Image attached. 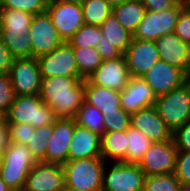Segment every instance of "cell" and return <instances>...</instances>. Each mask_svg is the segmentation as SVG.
<instances>
[{
    "instance_id": "10",
    "label": "cell",
    "mask_w": 190,
    "mask_h": 191,
    "mask_svg": "<svg viewBox=\"0 0 190 191\" xmlns=\"http://www.w3.org/2000/svg\"><path fill=\"white\" fill-rule=\"evenodd\" d=\"M101 40L96 49L103 60L116 59L125 53L133 34L126 30L112 13L100 25Z\"/></svg>"
},
{
    "instance_id": "48",
    "label": "cell",
    "mask_w": 190,
    "mask_h": 191,
    "mask_svg": "<svg viewBox=\"0 0 190 191\" xmlns=\"http://www.w3.org/2000/svg\"><path fill=\"white\" fill-rule=\"evenodd\" d=\"M61 191H80V190H77V189H74V188H71V187L65 185Z\"/></svg>"
},
{
    "instance_id": "9",
    "label": "cell",
    "mask_w": 190,
    "mask_h": 191,
    "mask_svg": "<svg viewBox=\"0 0 190 191\" xmlns=\"http://www.w3.org/2000/svg\"><path fill=\"white\" fill-rule=\"evenodd\" d=\"M46 12L64 42H67L85 24L82 5L79 3L49 0Z\"/></svg>"
},
{
    "instance_id": "2",
    "label": "cell",
    "mask_w": 190,
    "mask_h": 191,
    "mask_svg": "<svg viewBox=\"0 0 190 191\" xmlns=\"http://www.w3.org/2000/svg\"><path fill=\"white\" fill-rule=\"evenodd\" d=\"M33 16L17 9L0 8V37L14 58L32 57L28 32Z\"/></svg>"
},
{
    "instance_id": "13",
    "label": "cell",
    "mask_w": 190,
    "mask_h": 191,
    "mask_svg": "<svg viewBox=\"0 0 190 191\" xmlns=\"http://www.w3.org/2000/svg\"><path fill=\"white\" fill-rule=\"evenodd\" d=\"M41 77H81L78 72L73 47L63 42L52 52L37 58Z\"/></svg>"
},
{
    "instance_id": "32",
    "label": "cell",
    "mask_w": 190,
    "mask_h": 191,
    "mask_svg": "<svg viewBox=\"0 0 190 191\" xmlns=\"http://www.w3.org/2000/svg\"><path fill=\"white\" fill-rule=\"evenodd\" d=\"M100 27L83 24L82 27L67 41L72 47L96 48L100 44Z\"/></svg>"
},
{
    "instance_id": "36",
    "label": "cell",
    "mask_w": 190,
    "mask_h": 191,
    "mask_svg": "<svg viewBox=\"0 0 190 191\" xmlns=\"http://www.w3.org/2000/svg\"><path fill=\"white\" fill-rule=\"evenodd\" d=\"M14 98L15 94L9 73L0 74V113L5 115L8 112Z\"/></svg>"
},
{
    "instance_id": "37",
    "label": "cell",
    "mask_w": 190,
    "mask_h": 191,
    "mask_svg": "<svg viewBox=\"0 0 190 191\" xmlns=\"http://www.w3.org/2000/svg\"><path fill=\"white\" fill-rule=\"evenodd\" d=\"M8 127L10 132V141L23 145H27L29 139L32 138V133L35 129L31 124L26 123L8 124Z\"/></svg>"
},
{
    "instance_id": "4",
    "label": "cell",
    "mask_w": 190,
    "mask_h": 191,
    "mask_svg": "<svg viewBox=\"0 0 190 191\" xmlns=\"http://www.w3.org/2000/svg\"><path fill=\"white\" fill-rule=\"evenodd\" d=\"M153 106L173 134L190 121V79L169 93L158 96Z\"/></svg>"
},
{
    "instance_id": "50",
    "label": "cell",
    "mask_w": 190,
    "mask_h": 191,
    "mask_svg": "<svg viewBox=\"0 0 190 191\" xmlns=\"http://www.w3.org/2000/svg\"><path fill=\"white\" fill-rule=\"evenodd\" d=\"M183 2H184L185 7L190 9V0H184Z\"/></svg>"
},
{
    "instance_id": "6",
    "label": "cell",
    "mask_w": 190,
    "mask_h": 191,
    "mask_svg": "<svg viewBox=\"0 0 190 191\" xmlns=\"http://www.w3.org/2000/svg\"><path fill=\"white\" fill-rule=\"evenodd\" d=\"M36 163L26 144L11 142L3 154L0 177L11 189L23 188L27 175Z\"/></svg>"
},
{
    "instance_id": "15",
    "label": "cell",
    "mask_w": 190,
    "mask_h": 191,
    "mask_svg": "<svg viewBox=\"0 0 190 191\" xmlns=\"http://www.w3.org/2000/svg\"><path fill=\"white\" fill-rule=\"evenodd\" d=\"M156 97L167 94L186 83L190 77L180 68L159 59L143 76Z\"/></svg>"
},
{
    "instance_id": "43",
    "label": "cell",
    "mask_w": 190,
    "mask_h": 191,
    "mask_svg": "<svg viewBox=\"0 0 190 191\" xmlns=\"http://www.w3.org/2000/svg\"><path fill=\"white\" fill-rule=\"evenodd\" d=\"M10 141V132L8 124L3 120L0 123V146H2L5 150L9 147Z\"/></svg>"
},
{
    "instance_id": "40",
    "label": "cell",
    "mask_w": 190,
    "mask_h": 191,
    "mask_svg": "<svg viewBox=\"0 0 190 191\" xmlns=\"http://www.w3.org/2000/svg\"><path fill=\"white\" fill-rule=\"evenodd\" d=\"M172 138L178 151L190 152V121L177 129Z\"/></svg>"
},
{
    "instance_id": "8",
    "label": "cell",
    "mask_w": 190,
    "mask_h": 191,
    "mask_svg": "<svg viewBox=\"0 0 190 191\" xmlns=\"http://www.w3.org/2000/svg\"><path fill=\"white\" fill-rule=\"evenodd\" d=\"M184 7V2L178 1L173 7L166 11L151 12L146 10L144 18L133 34V38L155 41L160 36L173 33Z\"/></svg>"
},
{
    "instance_id": "44",
    "label": "cell",
    "mask_w": 190,
    "mask_h": 191,
    "mask_svg": "<svg viewBox=\"0 0 190 191\" xmlns=\"http://www.w3.org/2000/svg\"><path fill=\"white\" fill-rule=\"evenodd\" d=\"M108 3L112 8L117 6L118 4L124 2L125 0H103Z\"/></svg>"
},
{
    "instance_id": "49",
    "label": "cell",
    "mask_w": 190,
    "mask_h": 191,
    "mask_svg": "<svg viewBox=\"0 0 190 191\" xmlns=\"http://www.w3.org/2000/svg\"><path fill=\"white\" fill-rule=\"evenodd\" d=\"M65 1L82 4L85 0H65Z\"/></svg>"
},
{
    "instance_id": "19",
    "label": "cell",
    "mask_w": 190,
    "mask_h": 191,
    "mask_svg": "<svg viewBox=\"0 0 190 191\" xmlns=\"http://www.w3.org/2000/svg\"><path fill=\"white\" fill-rule=\"evenodd\" d=\"M75 128L74 118H57L53 124L52 137L48 139L45 162L64 165Z\"/></svg>"
},
{
    "instance_id": "14",
    "label": "cell",
    "mask_w": 190,
    "mask_h": 191,
    "mask_svg": "<svg viewBox=\"0 0 190 191\" xmlns=\"http://www.w3.org/2000/svg\"><path fill=\"white\" fill-rule=\"evenodd\" d=\"M28 35L32 41L34 58L52 52L64 42L46 11L33 16Z\"/></svg>"
},
{
    "instance_id": "17",
    "label": "cell",
    "mask_w": 190,
    "mask_h": 191,
    "mask_svg": "<svg viewBox=\"0 0 190 191\" xmlns=\"http://www.w3.org/2000/svg\"><path fill=\"white\" fill-rule=\"evenodd\" d=\"M123 55L130 77H142L160 59L155 41L135 38Z\"/></svg>"
},
{
    "instance_id": "41",
    "label": "cell",
    "mask_w": 190,
    "mask_h": 191,
    "mask_svg": "<svg viewBox=\"0 0 190 191\" xmlns=\"http://www.w3.org/2000/svg\"><path fill=\"white\" fill-rule=\"evenodd\" d=\"M179 0H141V3L145 6L146 10L166 11L173 7Z\"/></svg>"
},
{
    "instance_id": "38",
    "label": "cell",
    "mask_w": 190,
    "mask_h": 191,
    "mask_svg": "<svg viewBox=\"0 0 190 191\" xmlns=\"http://www.w3.org/2000/svg\"><path fill=\"white\" fill-rule=\"evenodd\" d=\"M174 174L180 183L190 184V152L178 151Z\"/></svg>"
},
{
    "instance_id": "34",
    "label": "cell",
    "mask_w": 190,
    "mask_h": 191,
    "mask_svg": "<svg viewBox=\"0 0 190 191\" xmlns=\"http://www.w3.org/2000/svg\"><path fill=\"white\" fill-rule=\"evenodd\" d=\"M104 132L123 131L130 127V113L122 108H116V111L103 112Z\"/></svg>"
},
{
    "instance_id": "33",
    "label": "cell",
    "mask_w": 190,
    "mask_h": 191,
    "mask_svg": "<svg viewBox=\"0 0 190 191\" xmlns=\"http://www.w3.org/2000/svg\"><path fill=\"white\" fill-rule=\"evenodd\" d=\"M179 179L174 172L169 174L150 175L145 177L143 191H177Z\"/></svg>"
},
{
    "instance_id": "18",
    "label": "cell",
    "mask_w": 190,
    "mask_h": 191,
    "mask_svg": "<svg viewBox=\"0 0 190 191\" xmlns=\"http://www.w3.org/2000/svg\"><path fill=\"white\" fill-rule=\"evenodd\" d=\"M130 79L126 59L103 60L102 64L87 78L91 84L121 92Z\"/></svg>"
},
{
    "instance_id": "23",
    "label": "cell",
    "mask_w": 190,
    "mask_h": 191,
    "mask_svg": "<svg viewBox=\"0 0 190 191\" xmlns=\"http://www.w3.org/2000/svg\"><path fill=\"white\" fill-rule=\"evenodd\" d=\"M101 136L76 124L68 150V160L101 156Z\"/></svg>"
},
{
    "instance_id": "11",
    "label": "cell",
    "mask_w": 190,
    "mask_h": 191,
    "mask_svg": "<svg viewBox=\"0 0 190 191\" xmlns=\"http://www.w3.org/2000/svg\"><path fill=\"white\" fill-rule=\"evenodd\" d=\"M9 75L15 96L40 94L42 77L37 58H14Z\"/></svg>"
},
{
    "instance_id": "1",
    "label": "cell",
    "mask_w": 190,
    "mask_h": 191,
    "mask_svg": "<svg viewBox=\"0 0 190 191\" xmlns=\"http://www.w3.org/2000/svg\"><path fill=\"white\" fill-rule=\"evenodd\" d=\"M40 98L53 111L56 118H75L84 102L82 77H42Z\"/></svg>"
},
{
    "instance_id": "7",
    "label": "cell",
    "mask_w": 190,
    "mask_h": 191,
    "mask_svg": "<svg viewBox=\"0 0 190 191\" xmlns=\"http://www.w3.org/2000/svg\"><path fill=\"white\" fill-rule=\"evenodd\" d=\"M145 177V173L137 164L106 162L102 191H143Z\"/></svg>"
},
{
    "instance_id": "47",
    "label": "cell",
    "mask_w": 190,
    "mask_h": 191,
    "mask_svg": "<svg viewBox=\"0 0 190 191\" xmlns=\"http://www.w3.org/2000/svg\"><path fill=\"white\" fill-rule=\"evenodd\" d=\"M4 151H5V149L2 146H0V170H1L2 166H3V154H4Z\"/></svg>"
},
{
    "instance_id": "22",
    "label": "cell",
    "mask_w": 190,
    "mask_h": 191,
    "mask_svg": "<svg viewBox=\"0 0 190 191\" xmlns=\"http://www.w3.org/2000/svg\"><path fill=\"white\" fill-rule=\"evenodd\" d=\"M156 99L143 77H130L126 87L120 92L121 108L130 114L153 106Z\"/></svg>"
},
{
    "instance_id": "52",
    "label": "cell",
    "mask_w": 190,
    "mask_h": 191,
    "mask_svg": "<svg viewBox=\"0 0 190 191\" xmlns=\"http://www.w3.org/2000/svg\"><path fill=\"white\" fill-rule=\"evenodd\" d=\"M4 120V115L0 113V123Z\"/></svg>"
},
{
    "instance_id": "35",
    "label": "cell",
    "mask_w": 190,
    "mask_h": 191,
    "mask_svg": "<svg viewBox=\"0 0 190 191\" xmlns=\"http://www.w3.org/2000/svg\"><path fill=\"white\" fill-rule=\"evenodd\" d=\"M49 0H0L1 8L17 9L36 15L47 9Z\"/></svg>"
},
{
    "instance_id": "45",
    "label": "cell",
    "mask_w": 190,
    "mask_h": 191,
    "mask_svg": "<svg viewBox=\"0 0 190 191\" xmlns=\"http://www.w3.org/2000/svg\"><path fill=\"white\" fill-rule=\"evenodd\" d=\"M11 188L0 177V191H10Z\"/></svg>"
},
{
    "instance_id": "27",
    "label": "cell",
    "mask_w": 190,
    "mask_h": 191,
    "mask_svg": "<svg viewBox=\"0 0 190 191\" xmlns=\"http://www.w3.org/2000/svg\"><path fill=\"white\" fill-rule=\"evenodd\" d=\"M152 144L144 133L130 126L127 129L126 163L138 164Z\"/></svg>"
},
{
    "instance_id": "5",
    "label": "cell",
    "mask_w": 190,
    "mask_h": 191,
    "mask_svg": "<svg viewBox=\"0 0 190 191\" xmlns=\"http://www.w3.org/2000/svg\"><path fill=\"white\" fill-rule=\"evenodd\" d=\"M102 157L68 160L64 165L65 185L80 191H102Z\"/></svg>"
},
{
    "instance_id": "42",
    "label": "cell",
    "mask_w": 190,
    "mask_h": 191,
    "mask_svg": "<svg viewBox=\"0 0 190 191\" xmlns=\"http://www.w3.org/2000/svg\"><path fill=\"white\" fill-rule=\"evenodd\" d=\"M14 57L0 37V74L9 73Z\"/></svg>"
},
{
    "instance_id": "51",
    "label": "cell",
    "mask_w": 190,
    "mask_h": 191,
    "mask_svg": "<svg viewBox=\"0 0 190 191\" xmlns=\"http://www.w3.org/2000/svg\"><path fill=\"white\" fill-rule=\"evenodd\" d=\"M10 191H26L24 188H20V189H11Z\"/></svg>"
},
{
    "instance_id": "16",
    "label": "cell",
    "mask_w": 190,
    "mask_h": 191,
    "mask_svg": "<svg viewBox=\"0 0 190 191\" xmlns=\"http://www.w3.org/2000/svg\"><path fill=\"white\" fill-rule=\"evenodd\" d=\"M65 186V173L62 165L37 161L27 175L26 191H61Z\"/></svg>"
},
{
    "instance_id": "30",
    "label": "cell",
    "mask_w": 190,
    "mask_h": 191,
    "mask_svg": "<svg viewBox=\"0 0 190 191\" xmlns=\"http://www.w3.org/2000/svg\"><path fill=\"white\" fill-rule=\"evenodd\" d=\"M81 5L85 24L98 27L113 11V8L103 0H85Z\"/></svg>"
},
{
    "instance_id": "3",
    "label": "cell",
    "mask_w": 190,
    "mask_h": 191,
    "mask_svg": "<svg viewBox=\"0 0 190 191\" xmlns=\"http://www.w3.org/2000/svg\"><path fill=\"white\" fill-rule=\"evenodd\" d=\"M56 119L54 111L43 102L40 95L15 96L4 115L7 124L26 123L34 128L54 124Z\"/></svg>"
},
{
    "instance_id": "20",
    "label": "cell",
    "mask_w": 190,
    "mask_h": 191,
    "mask_svg": "<svg viewBox=\"0 0 190 191\" xmlns=\"http://www.w3.org/2000/svg\"><path fill=\"white\" fill-rule=\"evenodd\" d=\"M160 59L182 69L190 77V44L183 42L174 32L155 40Z\"/></svg>"
},
{
    "instance_id": "31",
    "label": "cell",
    "mask_w": 190,
    "mask_h": 191,
    "mask_svg": "<svg viewBox=\"0 0 190 191\" xmlns=\"http://www.w3.org/2000/svg\"><path fill=\"white\" fill-rule=\"evenodd\" d=\"M53 124L36 127L32 133V138L29 139L27 146L31 151L32 156L36 161L45 162V153L47 150L48 139L52 137Z\"/></svg>"
},
{
    "instance_id": "46",
    "label": "cell",
    "mask_w": 190,
    "mask_h": 191,
    "mask_svg": "<svg viewBox=\"0 0 190 191\" xmlns=\"http://www.w3.org/2000/svg\"><path fill=\"white\" fill-rule=\"evenodd\" d=\"M177 191H190V184L180 183V186Z\"/></svg>"
},
{
    "instance_id": "12",
    "label": "cell",
    "mask_w": 190,
    "mask_h": 191,
    "mask_svg": "<svg viewBox=\"0 0 190 191\" xmlns=\"http://www.w3.org/2000/svg\"><path fill=\"white\" fill-rule=\"evenodd\" d=\"M177 153L173 138L165 142H153L137 165L146 176L173 173Z\"/></svg>"
},
{
    "instance_id": "25",
    "label": "cell",
    "mask_w": 190,
    "mask_h": 191,
    "mask_svg": "<svg viewBox=\"0 0 190 191\" xmlns=\"http://www.w3.org/2000/svg\"><path fill=\"white\" fill-rule=\"evenodd\" d=\"M100 143L101 156L106 162L126 163L127 130L104 132Z\"/></svg>"
},
{
    "instance_id": "29",
    "label": "cell",
    "mask_w": 190,
    "mask_h": 191,
    "mask_svg": "<svg viewBox=\"0 0 190 191\" xmlns=\"http://www.w3.org/2000/svg\"><path fill=\"white\" fill-rule=\"evenodd\" d=\"M79 75L87 79L101 64L102 57L96 48L73 47Z\"/></svg>"
},
{
    "instance_id": "28",
    "label": "cell",
    "mask_w": 190,
    "mask_h": 191,
    "mask_svg": "<svg viewBox=\"0 0 190 191\" xmlns=\"http://www.w3.org/2000/svg\"><path fill=\"white\" fill-rule=\"evenodd\" d=\"M76 124L91 130L102 136L104 134V115L95 106L88 104L85 100L78 109L75 116Z\"/></svg>"
},
{
    "instance_id": "21",
    "label": "cell",
    "mask_w": 190,
    "mask_h": 191,
    "mask_svg": "<svg viewBox=\"0 0 190 191\" xmlns=\"http://www.w3.org/2000/svg\"><path fill=\"white\" fill-rule=\"evenodd\" d=\"M130 126L144 133L153 142H165L172 139V132L154 106L131 113Z\"/></svg>"
},
{
    "instance_id": "24",
    "label": "cell",
    "mask_w": 190,
    "mask_h": 191,
    "mask_svg": "<svg viewBox=\"0 0 190 191\" xmlns=\"http://www.w3.org/2000/svg\"><path fill=\"white\" fill-rule=\"evenodd\" d=\"M84 100L102 113L121 108L120 92L91 84L87 79L84 80Z\"/></svg>"
},
{
    "instance_id": "39",
    "label": "cell",
    "mask_w": 190,
    "mask_h": 191,
    "mask_svg": "<svg viewBox=\"0 0 190 191\" xmlns=\"http://www.w3.org/2000/svg\"><path fill=\"white\" fill-rule=\"evenodd\" d=\"M174 33L183 41L190 44V9L184 7L180 13Z\"/></svg>"
},
{
    "instance_id": "26",
    "label": "cell",
    "mask_w": 190,
    "mask_h": 191,
    "mask_svg": "<svg viewBox=\"0 0 190 191\" xmlns=\"http://www.w3.org/2000/svg\"><path fill=\"white\" fill-rule=\"evenodd\" d=\"M112 13L126 30L134 34L144 18L146 8L141 0H125L113 7Z\"/></svg>"
}]
</instances>
